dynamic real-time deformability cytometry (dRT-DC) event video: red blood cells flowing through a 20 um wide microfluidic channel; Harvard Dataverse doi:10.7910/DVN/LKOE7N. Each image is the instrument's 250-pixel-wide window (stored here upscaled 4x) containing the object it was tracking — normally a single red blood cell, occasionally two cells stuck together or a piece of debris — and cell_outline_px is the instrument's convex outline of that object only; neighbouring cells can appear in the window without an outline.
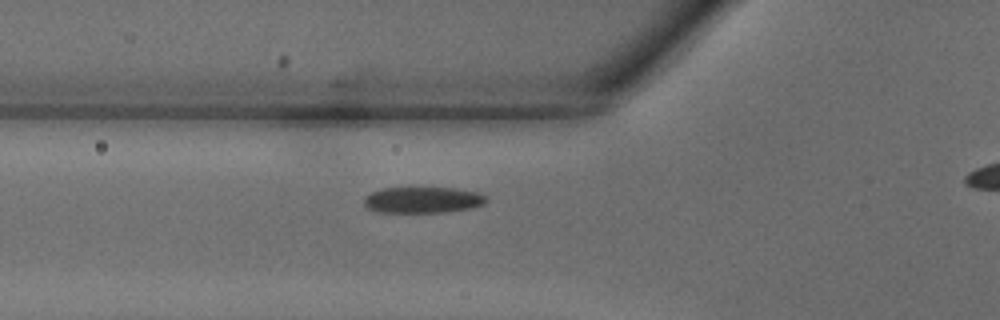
{"species": "common noctule bat (a hibernating species)", "species_latin": "Nyctalus noctula", "temperature_condition": "warm", "stored_images_in_passage": 24, "camera_frame_rate_fps": 3000, "um_per_image_px": 0.085, "animal": {"sex": "male", "body_mass_g": 18.8}, "frame": {"image": 1, "passage_image": 3, "time_ms": 0.667, "image_size_px": [1000, 320], "cell_outline_px": [[488, 200], [484, 204], [472, 208], [448, 212], [376, 212], [368, 208], [364, 204], [364, 196], [372, 192], [384, 188], [456, 188], [480, 192], [488, 196]], "centroid_in_image_um": [35.99, 16.99], "position_along_channel_um": 89.8, "area_um2": 18.84}}
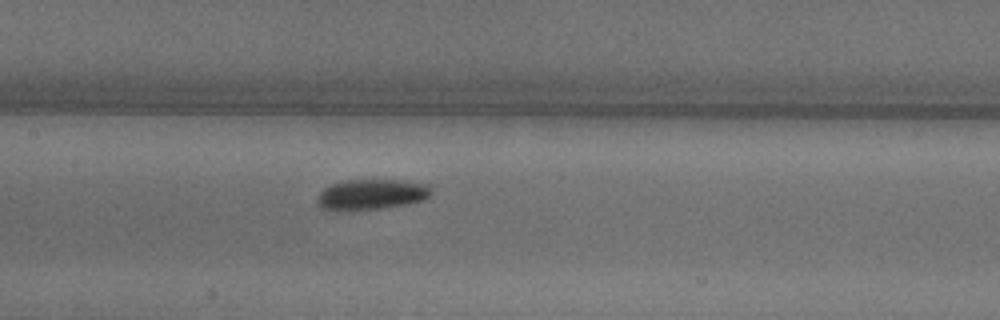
{"frame": {"image": 2, "passage_image": 8, "time_ms": 2.333, "image_size_px": [1000, 320], "cell_outline_px": [[432, 192], [424, 200], [408, 204], [380, 208], [336, 212], [320, 208], [316, 200], [316, 196], [324, 188], [332, 184], [344, 180], [400, 180], [428, 184], [432, 188]], "centroid_in_image_um": [31.53, 16.54], "position_along_channel_um": 175.9, "area_um2": 20.63}}
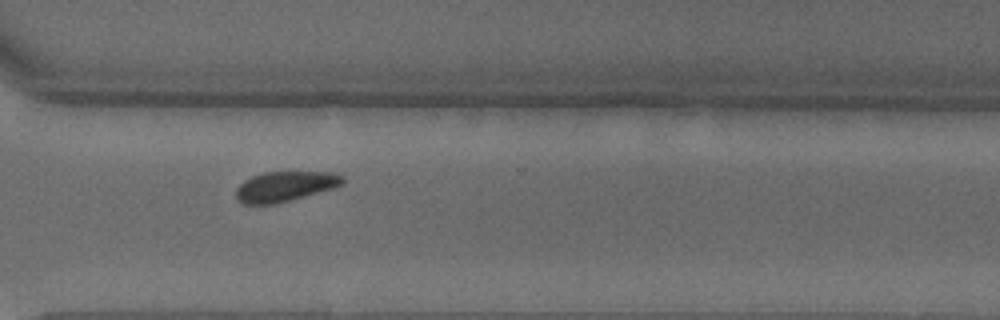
{"frame": {"image": 3, "passage_image": 18, "time_ms": 5.667, "image_size_px": [1000, 320], "cell_outline_px": [[344, 184], [336, 188], [292, 200], [276, 204], [244, 204], [236, 196], [236, 188], [244, 180], [252, 176], [264, 172], [328, 172], [344, 176]], "centroid_in_image_um": [24.26, 15.85], "position_along_channel_um": 346.3, "area_um2": 18.84}}